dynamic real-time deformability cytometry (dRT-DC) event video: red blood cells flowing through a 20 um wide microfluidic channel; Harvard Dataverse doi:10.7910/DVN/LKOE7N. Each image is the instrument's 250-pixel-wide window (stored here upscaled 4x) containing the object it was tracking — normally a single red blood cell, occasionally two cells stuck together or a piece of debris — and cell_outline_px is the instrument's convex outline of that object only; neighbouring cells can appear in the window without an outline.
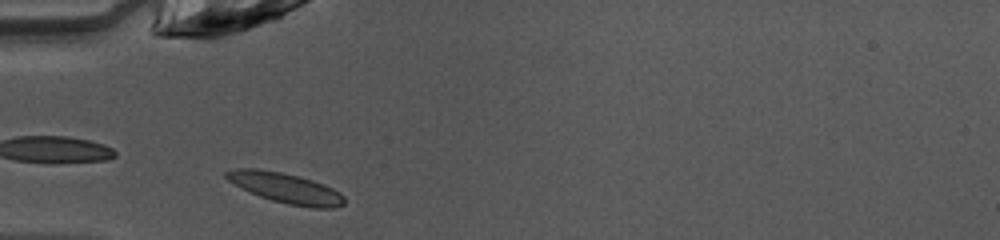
{"species": "common noctule bat (a hibernating species)", "species_latin": "Nyctalus noctula", "temperature_condition": "warm", "stored_images_in_passage": 27, "camera_frame_rate_fps": 3000, "um_per_image_px": 0.085, "animal": {"sex": "female", "body_mass_g": 10.0, "forearm_length_mm": 53.1}, "frame": {"image": 1, "passage_image": 2, "time_ms": 0.333, "image_size_px": [1000, 240], "cell_outline_px": [[344, 204], [332, 208], [312, 208], [288, 204], [272, 200], [260, 196], [228, 180], [224, 176], [224, 172], [236, 168], [256, 168], [280, 172], [312, 180], [324, 184], [340, 192], [344, 196]], "centroid_in_image_um": [24.31, 15.98], "position_along_channel_um": 60.7, "area_um2": 20.46}}
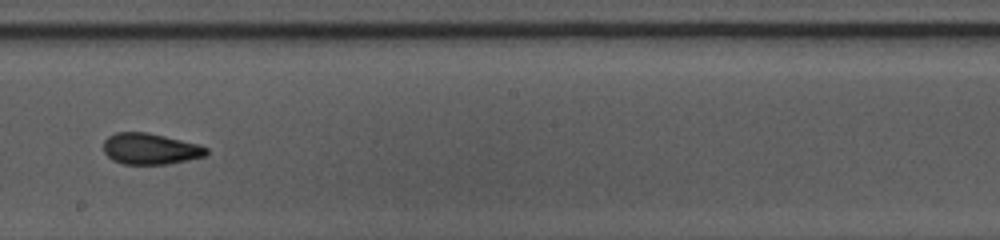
{"frame": {"image": 2, "passage_image": 15, "time_ms": 4.667, "image_size_px": [1000, 240], "cell_outline_px": [[208, 152], [204, 156], [188, 160], [168, 164], [124, 164], [112, 160], [104, 152], [104, 140], [108, 136], [116, 132], [144, 132], [164, 136], [200, 144], [208, 148]], "centroid_in_image_um": [12.78, 12.65], "position_along_channel_um": 235.4, "area_um2": 18.67}}
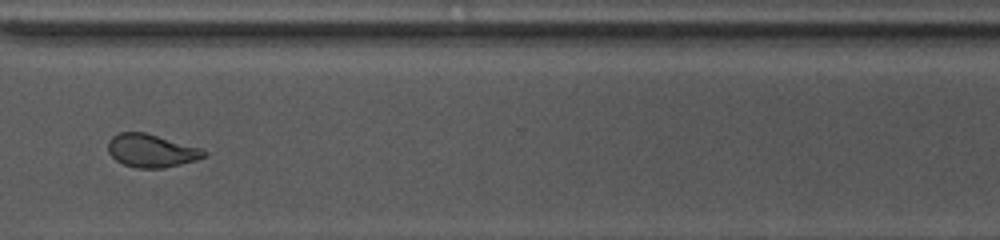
{"frame": {"image": 3, "passage_image": 24, "time_ms": 7.667, "image_size_px": [1000, 240], "cell_outline_px": [[208, 156], [196, 160], [164, 168], [136, 168], [124, 164], [116, 160], [108, 152], [108, 140], [112, 136], [120, 132], [144, 132], [204, 148], [208, 152]], "centroid_in_image_um": [12.91, 12.8], "position_along_channel_um": 357.7, "area_um2": 18.73}, "authors_computed_cell_mechanics": {"area_um2": 18.7272, "velocity_mm_per_s": 4.083, "shape_relaxation_time_tau1_ms": 2.7092, "shape_relaxation_time_tau2_ms": 1.6471, "deformation_change_tau1": 0.1398, "deformation_change_tau2": 0.0866}}